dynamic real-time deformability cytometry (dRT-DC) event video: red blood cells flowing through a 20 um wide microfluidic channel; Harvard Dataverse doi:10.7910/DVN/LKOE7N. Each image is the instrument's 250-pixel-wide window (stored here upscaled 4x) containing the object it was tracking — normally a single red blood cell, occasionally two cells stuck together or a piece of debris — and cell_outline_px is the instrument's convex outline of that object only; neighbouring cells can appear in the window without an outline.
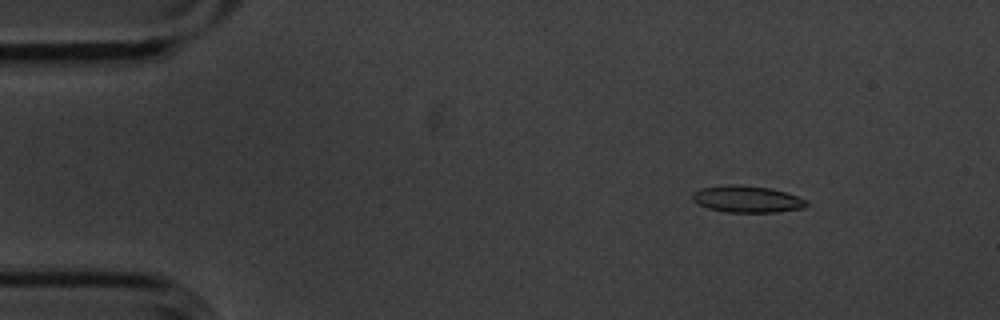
{"species": "common noctule bat (a hibernating species)", "species_latin": "Nyctalus noctula", "temperature_condition": "cold", "stored_images_in_passage": 9, "camera_frame_rate_fps": 3000, "um_per_image_px": 0.085, "animal": {"sex": "male", "body_mass_g": 20.1, "forearm_length_mm": 53.5}, "frame": {"image": 1, "passage_image": 1, "time_ms": 0.0, "image_size_px": [1000, 320], "cell_outline_px": [[808, 204], [804, 208], [776, 212], [724, 212], [708, 208], [696, 204], [692, 200], [692, 192], [700, 188], [724, 184], [736, 184], [772, 188], [808, 200]], "centroid_in_image_um": [63.45, 16.92], "position_along_channel_um": 21.5, "area_um2": 18.03}}
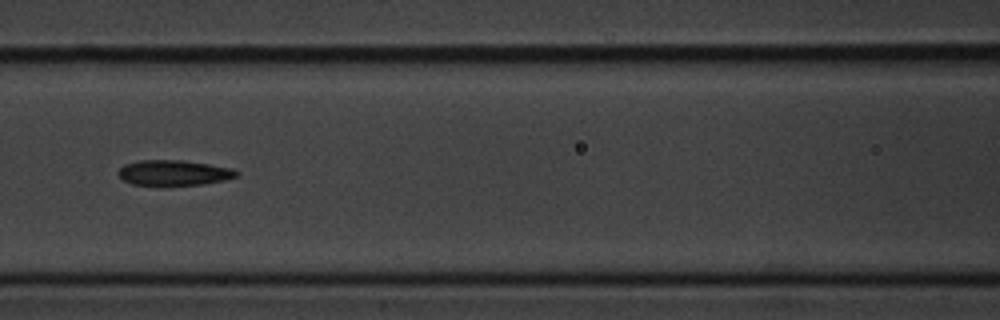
{"frame": {"image": 2, "passage_image": 6, "time_ms": 1.667, "image_size_px": [1000, 320], "cell_outline_px": [[240, 172], [236, 176], [224, 180], [200, 184], [132, 184], [124, 180], [116, 172], [124, 164], [140, 160], [184, 160], [232, 168]], "centroid_in_image_um": [14.77, 14.66], "position_along_channel_um": 151.8, "area_um2": 17.11}}
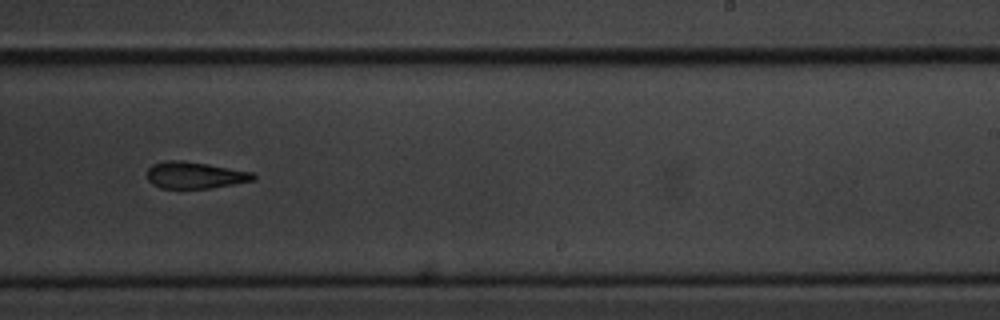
{"frame": {"image": 3, "passage_image": 9, "time_ms": 2.667, "image_size_px": [1000, 320], "cell_outline_px": [[256, 180], [208, 188], [160, 188], [152, 184], [148, 180], [148, 168], [152, 164], [168, 160], [180, 160], [208, 164], [252, 172], [256, 176]], "centroid_in_image_um": [16.55, 14.88], "position_along_channel_um": 272.4, "area_um2": 16.42}}